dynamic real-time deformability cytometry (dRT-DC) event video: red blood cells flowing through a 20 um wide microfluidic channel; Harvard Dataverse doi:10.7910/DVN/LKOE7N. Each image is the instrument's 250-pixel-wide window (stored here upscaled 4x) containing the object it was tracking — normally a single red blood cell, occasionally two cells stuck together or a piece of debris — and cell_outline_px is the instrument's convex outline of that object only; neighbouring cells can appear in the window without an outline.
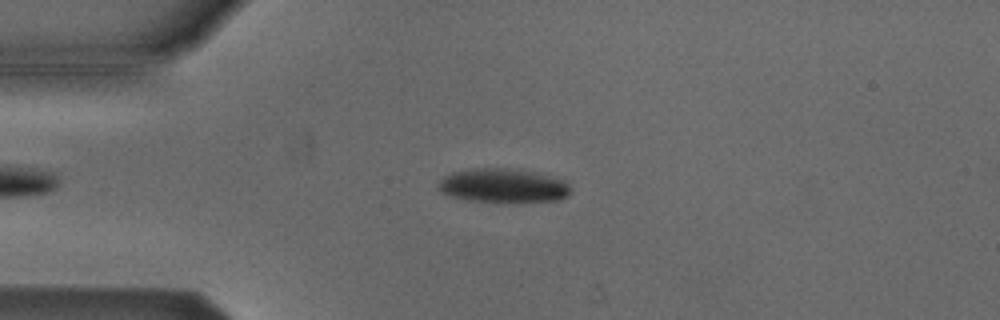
{"species": "Egyptian fruit bat (a non-hibernating species)", "species_latin": "Rousettus aegyptiacus", "temperature_condition": "cold", "stored_images_in_passage": 53, "camera_frame_rate_fps": 3000, "um_per_image_px": 0.085, "animal": {"sex": "male"}, "frame": {"image": 1, "passage_image": 12, "time_ms": 3.667, "image_size_px": [1000, 320], "cell_outline_px": [[572, 192], [568, 196], [560, 200], [472, 200], [456, 196], [444, 192], [436, 188], [440, 180], [444, 176], [452, 172], [472, 168], [504, 168], [532, 172], [564, 180], [568, 184]], "centroid_in_image_um": [42.78, 15.74], "position_along_channel_um": 42.2, "area_um2": 25.2}}
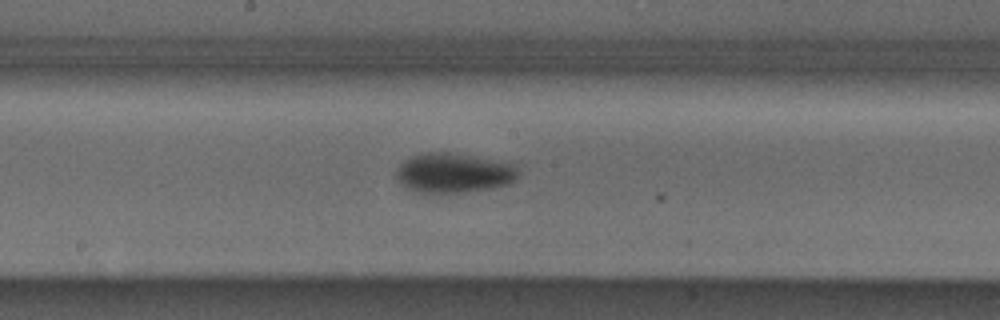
{"frame": {"image": 2, "passage_image": 27, "time_ms": 8.667, "image_size_px": [1000, 320], "cell_outline_px": [[520, 176], [508, 184], [492, 188], [464, 192], [432, 196], [416, 192], [400, 184], [396, 176], [396, 168], [404, 160], [412, 156], [424, 152], [448, 152], [516, 164]], "centroid_in_image_um": [38.52, 14.74], "position_along_channel_um": 209.7, "area_um2": 28.9}}
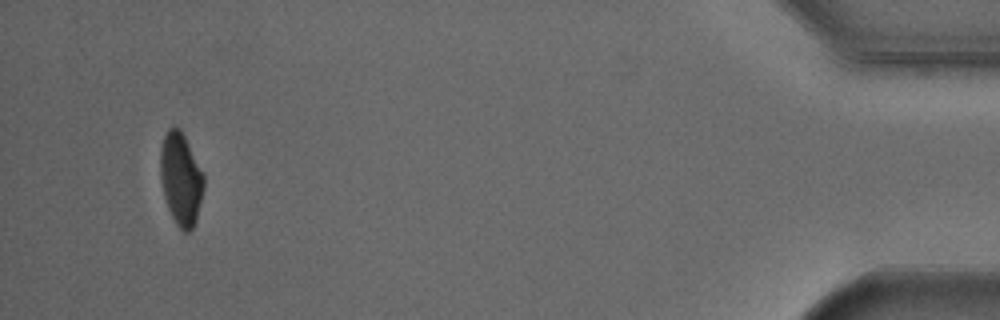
{"frame": {"image": 3, "passage_image": 50, "time_ms": 16.333, "image_size_px": [1000, 320], "cell_outline_px": [[204, 188], [196, 220], [192, 228], [188, 232], [184, 232], [176, 224], [168, 208], [164, 196], [160, 180], [160, 148], [164, 136], [168, 128], [180, 128], [204, 176]], "centroid_in_image_um": [15.35, 15.22], "position_along_channel_um": 419.8, "area_um2": 23.18}, "authors_computed_cell_mechanics": {"area_um2": 25.7788, "velocity_mm_per_s": 3.8048, "shape_relaxation_time_tau1_ms": 2.5905, "shape_relaxation_time_tau2_ms": null, "deformation_change_tau1": 0.1137, "deformation_change_tau2": null}}